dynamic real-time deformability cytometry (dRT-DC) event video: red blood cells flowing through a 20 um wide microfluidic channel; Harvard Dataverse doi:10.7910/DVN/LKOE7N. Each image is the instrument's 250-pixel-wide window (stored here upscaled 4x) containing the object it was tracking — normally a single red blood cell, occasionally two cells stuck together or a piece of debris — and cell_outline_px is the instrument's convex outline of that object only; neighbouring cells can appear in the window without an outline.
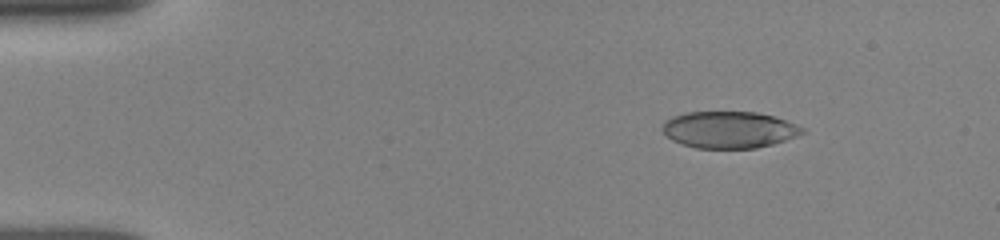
{"species": "human", "species_latin": "Homo sapiens", "temperature_condition": "room temperature", "stored_images_in_passage": 40, "camera_frame_rate_fps": 3000, "um_per_image_px": 0.085, "donor": {"sex": "female"}, "frame": {"image": 1, "passage_image": 2, "time_ms": 0.333, "image_size_px": [1000, 240], "cell_outline_px": [[804, 132], [796, 136], [772, 144], [756, 148], [696, 148], [680, 144], [672, 140], [660, 128], [664, 120], [672, 116], [684, 112], [756, 112], [772, 116], [796, 124], [804, 128]], "centroid_in_image_um": [61.91, 11.02], "position_along_channel_um": 23.1, "area_um2": 29.94}}
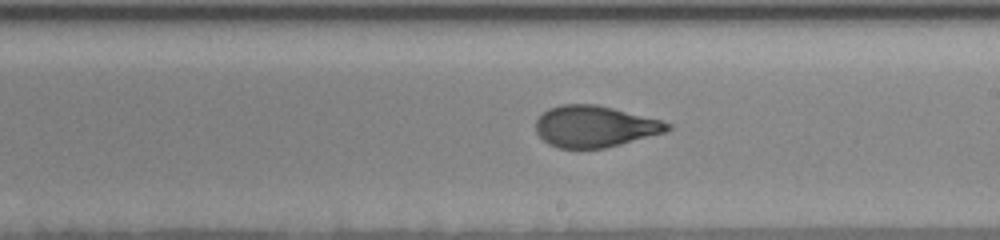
{"frame": {"image": 2, "passage_image": 21, "time_ms": 8.0, "image_size_px": [1000, 240], "cell_outline_px": [[672, 128], [664, 132], [620, 144], [604, 148], [560, 148], [548, 144], [536, 132], [536, 120], [548, 108], [560, 104], [596, 104], [660, 120], [672, 124]], "centroid_in_image_um": [50.52, 10.74], "position_along_channel_um": 238.5, "area_um2": 31.44}}
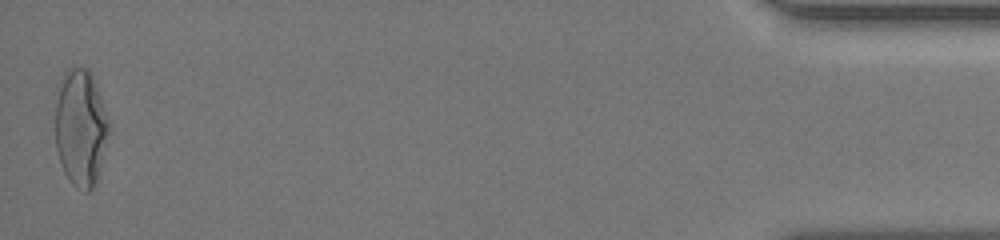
{"frame": {"image": 3, "passage_image": 39, "time_ms": 15.0, "image_size_px": [1000, 240], "cell_outline_px": [[108, 132], [96, 180], [92, 188], [88, 192], [84, 192], [76, 188], [72, 184], [64, 172], [56, 148], [56, 104], [64, 72], [68, 68], [88, 68], [96, 84], [108, 124]], "centroid_in_image_um": [6.83, 10.88], "position_along_channel_um": 428.4, "area_um2": 35.43}, "authors_computed_cell_mechanics": {"area_um2": 32.368, "velocity_mm_per_s": 3.9157, "shape_relaxation_time_tau1_ms": 4.4041, "shape_relaxation_time_tau2_ms": 0.6607, "deformation_change_tau1": 0.1926, "deformation_change_tau2": 0.0731}}